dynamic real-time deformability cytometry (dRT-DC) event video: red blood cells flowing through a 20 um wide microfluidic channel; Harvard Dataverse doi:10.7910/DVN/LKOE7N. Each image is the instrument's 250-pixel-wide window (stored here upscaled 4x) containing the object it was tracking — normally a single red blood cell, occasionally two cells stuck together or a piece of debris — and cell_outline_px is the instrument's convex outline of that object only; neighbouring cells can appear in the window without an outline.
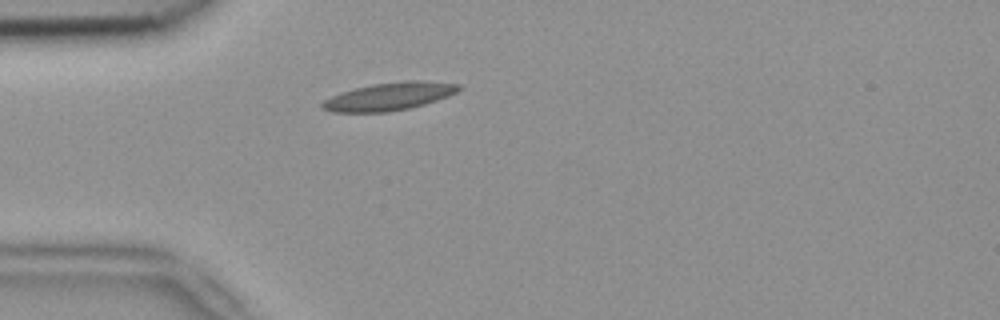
{"species": "common noctule bat (a hibernating species)", "species_latin": "Nyctalus noctula", "temperature_condition": "room temperature", "stored_images_in_passage": 1, "camera_frame_rate_fps": 3000, "um_per_image_px": 0.085, "animal": {"sex": "female", "body_mass_g": 18.4}, "frame": {"image": 1, "passage_image": 1, "time_ms": 0.0, "image_size_px": [1000, 320], "cell_outline_px": [[464, 88], [448, 96], [424, 104], [408, 108], [388, 112], [332, 112], [320, 108], [320, 104], [324, 100], [340, 92], [372, 84], [404, 80], [420, 80], [460, 84]], "centroid_in_image_um": [33.08, 8.19], "position_along_channel_um": 51.9, "area_um2": 22.2}}